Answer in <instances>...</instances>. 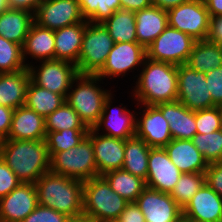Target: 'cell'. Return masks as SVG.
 Wrapping results in <instances>:
<instances>
[{
  "label": "cell",
  "instance_id": "1",
  "mask_svg": "<svg viewBox=\"0 0 222 222\" xmlns=\"http://www.w3.org/2000/svg\"><path fill=\"white\" fill-rule=\"evenodd\" d=\"M131 86V91L127 93L131 94L128 96L132 97L131 104L158 105L175 101L178 96L177 65L146 57Z\"/></svg>",
  "mask_w": 222,
  "mask_h": 222
},
{
  "label": "cell",
  "instance_id": "2",
  "mask_svg": "<svg viewBox=\"0 0 222 222\" xmlns=\"http://www.w3.org/2000/svg\"><path fill=\"white\" fill-rule=\"evenodd\" d=\"M34 184L38 204L64 213L74 222H82L83 181L48 171Z\"/></svg>",
  "mask_w": 222,
  "mask_h": 222
},
{
  "label": "cell",
  "instance_id": "3",
  "mask_svg": "<svg viewBox=\"0 0 222 222\" xmlns=\"http://www.w3.org/2000/svg\"><path fill=\"white\" fill-rule=\"evenodd\" d=\"M0 157L23 183H35L50 171V157L45 140L0 141Z\"/></svg>",
  "mask_w": 222,
  "mask_h": 222
},
{
  "label": "cell",
  "instance_id": "4",
  "mask_svg": "<svg viewBox=\"0 0 222 222\" xmlns=\"http://www.w3.org/2000/svg\"><path fill=\"white\" fill-rule=\"evenodd\" d=\"M96 75H78L71 84L65 101L75 110L80 119L90 129L99 121L104 101L113 91ZM105 85V86H103ZM109 88V89H108Z\"/></svg>",
  "mask_w": 222,
  "mask_h": 222
},
{
  "label": "cell",
  "instance_id": "5",
  "mask_svg": "<svg viewBox=\"0 0 222 222\" xmlns=\"http://www.w3.org/2000/svg\"><path fill=\"white\" fill-rule=\"evenodd\" d=\"M128 203L103 176L93 177L83 182L82 222H115Z\"/></svg>",
  "mask_w": 222,
  "mask_h": 222
},
{
  "label": "cell",
  "instance_id": "6",
  "mask_svg": "<svg viewBox=\"0 0 222 222\" xmlns=\"http://www.w3.org/2000/svg\"><path fill=\"white\" fill-rule=\"evenodd\" d=\"M50 171L83 182L99 176L92 140L86 136L77 146L55 153L50 158Z\"/></svg>",
  "mask_w": 222,
  "mask_h": 222
},
{
  "label": "cell",
  "instance_id": "7",
  "mask_svg": "<svg viewBox=\"0 0 222 222\" xmlns=\"http://www.w3.org/2000/svg\"><path fill=\"white\" fill-rule=\"evenodd\" d=\"M115 42L102 23L85 22V32L79 59L78 74L96 75L104 66Z\"/></svg>",
  "mask_w": 222,
  "mask_h": 222
},
{
  "label": "cell",
  "instance_id": "8",
  "mask_svg": "<svg viewBox=\"0 0 222 222\" xmlns=\"http://www.w3.org/2000/svg\"><path fill=\"white\" fill-rule=\"evenodd\" d=\"M146 57V48L138 42L115 43L107 56L104 66L96 76L100 77L103 81L107 80L106 82L110 83L109 85L111 86V83L116 78L120 79L121 77L122 80H125L123 78L127 77L130 79L128 75L132 72L134 79L132 82H134ZM109 79L112 82H108Z\"/></svg>",
  "mask_w": 222,
  "mask_h": 222
},
{
  "label": "cell",
  "instance_id": "9",
  "mask_svg": "<svg viewBox=\"0 0 222 222\" xmlns=\"http://www.w3.org/2000/svg\"><path fill=\"white\" fill-rule=\"evenodd\" d=\"M27 68L34 84L65 98L72 81L79 75L76 65L64 60L39 61Z\"/></svg>",
  "mask_w": 222,
  "mask_h": 222
},
{
  "label": "cell",
  "instance_id": "10",
  "mask_svg": "<svg viewBox=\"0 0 222 222\" xmlns=\"http://www.w3.org/2000/svg\"><path fill=\"white\" fill-rule=\"evenodd\" d=\"M114 92L115 89L104 101L102 115L93 129L99 134L126 140L135 136L137 107L133 110L124 103L115 105L118 99H115Z\"/></svg>",
  "mask_w": 222,
  "mask_h": 222
},
{
  "label": "cell",
  "instance_id": "11",
  "mask_svg": "<svg viewBox=\"0 0 222 222\" xmlns=\"http://www.w3.org/2000/svg\"><path fill=\"white\" fill-rule=\"evenodd\" d=\"M195 42L190 35L168 25L146 48L147 58L182 65L186 63Z\"/></svg>",
  "mask_w": 222,
  "mask_h": 222
},
{
  "label": "cell",
  "instance_id": "12",
  "mask_svg": "<svg viewBox=\"0 0 222 222\" xmlns=\"http://www.w3.org/2000/svg\"><path fill=\"white\" fill-rule=\"evenodd\" d=\"M168 13V25L190 35L194 40H206L210 15L203 0H189Z\"/></svg>",
  "mask_w": 222,
  "mask_h": 222
},
{
  "label": "cell",
  "instance_id": "13",
  "mask_svg": "<svg viewBox=\"0 0 222 222\" xmlns=\"http://www.w3.org/2000/svg\"><path fill=\"white\" fill-rule=\"evenodd\" d=\"M177 100L192 111L215 107L206 82L205 73L197 72L185 64L177 65Z\"/></svg>",
  "mask_w": 222,
  "mask_h": 222
},
{
  "label": "cell",
  "instance_id": "14",
  "mask_svg": "<svg viewBox=\"0 0 222 222\" xmlns=\"http://www.w3.org/2000/svg\"><path fill=\"white\" fill-rule=\"evenodd\" d=\"M136 113V133L151 148H164L171 140L169 123L156 105H139Z\"/></svg>",
  "mask_w": 222,
  "mask_h": 222
},
{
  "label": "cell",
  "instance_id": "15",
  "mask_svg": "<svg viewBox=\"0 0 222 222\" xmlns=\"http://www.w3.org/2000/svg\"><path fill=\"white\" fill-rule=\"evenodd\" d=\"M77 0H44L34 13V22L50 30L86 22Z\"/></svg>",
  "mask_w": 222,
  "mask_h": 222
},
{
  "label": "cell",
  "instance_id": "16",
  "mask_svg": "<svg viewBox=\"0 0 222 222\" xmlns=\"http://www.w3.org/2000/svg\"><path fill=\"white\" fill-rule=\"evenodd\" d=\"M144 215L146 222H175L182 209L169 193L145 187L135 202Z\"/></svg>",
  "mask_w": 222,
  "mask_h": 222
},
{
  "label": "cell",
  "instance_id": "17",
  "mask_svg": "<svg viewBox=\"0 0 222 222\" xmlns=\"http://www.w3.org/2000/svg\"><path fill=\"white\" fill-rule=\"evenodd\" d=\"M37 206L35 184L21 182L0 198V222H22Z\"/></svg>",
  "mask_w": 222,
  "mask_h": 222
},
{
  "label": "cell",
  "instance_id": "18",
  "mask_svg": "<svg viewBox=\"0 0 222 222\" xmlns=\"http://www.w3.org/2000/svg\"><path fill=\"white\" fill-rule=\"evenodd\" d=\"M182 172L170 160L166 150L161 147L150 148L148 158L147 187L170 193Z\"/></svg>",
  "mask_w": 222,
  "mask_h": 222
},
{
  "label": "cell",
  "instance_id": "19",
  "mask_svg": "<svg viewBox=\"0 0 222 222\" xmlns=\"http://www.w3.org/2000/svg\"><path fill=\"white\" fill-rule=\"evenodd\" d=\"M87 136L92 140L99 176L122 169L125 140L99 134L93 128L89 129Z\"/></svg>",
  "mask_w": 222,
  "mask_h": 222
},
{
  "label": "cell",
  "instance_id": "20",
  "mask_svg": "<svg viewBox=\"0 0 222 222\" xmlns=\"http://www.w3.org/2000/svg\"><path fill=\"white\" fill-rule=\"evenodd\" d=\"M182 214L197 222H221L222 197L205 182L182 210Z\"/></svg>",
  "mask_w": 222,
  "mask_h": 222
},
{
  "label": "cell",
  "instance_id": "21",
  "mask_svg": "<svg viewBox=\"0 0 222 222\" xmlns=\"http://www.w3.org/2000/svg\"><path fill=\"white\" fill-rule=\"evenodd\" d=\"M22 49L27 67L39 61L55 60L54 31L33 22Z\"/></svg>",
  "mask_w": 222,
  "mask_h": 222
},
{
  "label": "cell",
  "instance_id": "22",
  "mask_svg": "<svg viewBox=\"0 0 222 222\" xmlns=\"http://www.w3.org/2000/svg\"><path fill=\"white\" fill-rule=\"evenodd\" d=\"M170 160L182 173H205L208 163L192 140L172 139L165 147Z\"/></svg>",
  "mask_w": 222,
  "mask_h": 222
},
{
  "label": "cell",
  "instance_id": "23",
  "mask_svg": "<svg viewBox=\"0 0 222 222\" xmlns=\"http://www.w3.org/2000/svg\"><path fill=\"white\" fill-rule=\"evenodd\" d=\"M169 123L172 139L191 140L197 133L195 111L178 100L156 105Z\"/></svg>",
  "mask_w": 222,
  "mask_h": 222
},
{
  "label": "cell",
  "instance_id": "24",
  "mask_svg": "<svg viewBox=\"0 0 222 222\" xmlns=\"http://www.w3.org/2000/svg\"><path fill=\"white\" fill-rule=\"evenodd\" d=\"M45 118L25 105L14 109L7 139L45 140Z\"/></svg>",
  "mask_w": 222,
  "mask_h": 222
},
{
  "label": "cell",
  "instance_id": "25",
  "mask_svg": "<svg viewBox=\"0 0 222 222\" xmlns=\"http://www.w3.org/2000/svg\"><path fill=\"white\" fill-rule=\"evenodd\" d=\"M135 20L137 41L147 48L168 26V13L151 5L136 11Z\"/></svg>",
  "mask_w": 222,
  "mask_h": 222
},
{
  "label": "cell",
  "instance_id": "26",
  "mask_svg": "<svg viewBox=\"0 0 222 222\" xmlns=\"http://www.w3.org/2000/svg\"><path fill=\"white\" fill-rule=\"evenodd\" d=\"M29 82L28 68L13 73H0V105L13 109L24 106Z\"/></svg>",
  "mask_w": 222,
  "mask_h": 222
},
{
  "label": "cell",
  "instance_id": "27",
  "mask_svg": "<svg viewBox=\"0 0 222 222\" xmlns=\"http://www.w3.org/2000/svg\"><path fill=\"white\" fill-rule=\"evenodd\" d=\"M85 32V22L75 23L54 31L55 60L77 64Z\"/></svg>",
  "mask_w": 222,
  "mask_h": 222
},
{
  "label": "cell",
  "instance_id": "28",
  "mask_svg": "<svg viewBox=\"0 0 222 222\" xmlns=\"http://www.w3.org/2000/svg\"><path fill=\"white\" fill-rule=\"evenodd\" d=\"M33 22V13L7 9L0 14V36L23 47Z\"/></svg>",
  "mask_w": 222,
  "mask_h": 222
},
{
  "label": "cell",
  "instance_id": "29",
  "mask_svg": "<svg viewBox=\"0 0 222 222\" xmlns=\"http://www.w3.org/2000/svg\"><path fill=\"white\" fill-rule=\"evenodd\" d=\"M185 65L205 74L221 67L222 45L207 39L196 41Z\"/></svg>",
  "mask_w": 222,
  "mask_h": 222
},
{
  "label": "cell",
  "instance_id": "30",
  "mask_svg": "<svg viewBox=\"0 0 222 222\" xmlns=\"http://www.w3.org/2000/svg\"><path fill=\"white\" fill-rule=\"evenodd\" d=\"M150 148L145 141L136 135L127 138L122 169L146 181Z\"/></svg>",
  "mask_w": 222,
  "mask_h": 222
},
{
  "label": "cell",
  "instance_id": "31",
  "mask_svg": "<svg viewBox=\"0 0 222 222\" xmlns=\"http://www.w3.org/2000/svg\"><path fill=\"white\" fill-rule=\"evenodd\" d=\"M111 189L127 202H136L137 197L146 187L145 180L132 175L124 169L113 170L102 175Z\"/></svg>",
  "mask_w": 222,
  "mask_h": 222
},
{
  "label": "cell",
  "instance_id": "32",
  "mask_svg": "<svg viewBox=\"0 0 222 222\" xmlns=\"http://www.w3.org/2000/svg\"><path fill=\"white\" fill-rule=\"evenodd\" d=\"M102 24L115 43L138 42L134 11L119 9L105 19Z\"/></svg>",
  "mask_w": 222,
  "mask_h": 222
},
{
  "label": "cell",
  "instance_id": "33",
  "mask_svg": "<svg viewBox=\"0 0 222 222\" xmlns=\"http://www.w3.org/2000/svg\"><path fill=\"white\" fill-rule=\"evenodd\" d=\"M65 102V97L34 84L31 80L26 90L25 106L46 118Z\"/></svg>",
  "mask_w": 222,
  "mask_h": 222
},
{
  "label": "cell",
  "instance_id": "34",
  "mask_svg": "<svg viewBox=\"0 0 222 222\" xmlns=\"http://www.w3.org/2000/svg\"><path fill=\"white\" fill-rule=\"evenodd\" d=\"M64 129H89L66 101L45 118L46 132Z\"/></svg>",
  "mask_w": 222,
  "mask_h": 222
},
{
  "label": "cell",
  "instance_id": "35",
  "mask_svg": "<svg viewBox=\"0 0 222 222\" xmlns=\"http://www.w3.org/2000/svg\"><path fill=\"white\" fill-rule=\"evenodd\" d=\"M89 129H64L46 132V146L51 158L55 153L77 146L88 134Z\"/></svg>",
  "mask_w": 222,
  "mask_h": 222
},
{
  "label": "cell",
  "instance_id": "36",
  "mask_svg": "<svg viewBox=\"0 0 222 222\" xmlns=\"http://www.w3.org/2000/svg\"><path fill=\"white\" fill-rule=\"evenodd\" d=\"M204 183L205 173H182L169 194L183 210Z\"/></svg>",
  "mask_w": 222,
  "mask_h": 222
},
{
  "label": "cell",
  "instance_id": "37",
  "mask_svg": "<svg viewBox=\"0 0 222 222\" xmlns=\"http://www.w3.org/2000/svg\"><path fill=\"white\" fill-rule=\"evenodd\" d=\"M85 20L102 23L115 11L121 9L119 0H77Z\"/></svg>",
  "mask_w": 222,
  "mask_h": 222
},
{
  "label": "cell",
  "instance_id": "38",
  "mask_svg": "<svg viewBox=\"0 0 222 222\" xmlns=\"http://www.w3.org/2000/svg\"><path fill=\"white\" fill-rule=\"evenodd\" d=\"M191 140L208 164L222 162V129L208 134L196 133Z\"/></svg>",
  "mask_w": 222,
  "mask_h": 222
},
{
  "label": "cell",
  "instance_id": "39",
  "mask_svg": "<svg viewBox=\"0 0 222 222\" xmlns=\"http://www.w3.org/2000/svg\"><path fill=\"white\" fill-rule=\"evenodd\" d=\"M25 68L22 46L0 36V73H13Z\"/></svg>",
  "mask_w": 222,
  "mask_h": 222
},
{
  "label": "cell",
  "instance_id": "40",
  "mask_svg": "<svg viewBox=\"0 0 222 222\" xmlns=\"http://www.w3.org/2000/svg\"><path fill=\"white\" fill-rule=\"evenodd\" d=\"M197 133L208 134L222 129V113L219 106L195 111Z\"/></svg>",
  "mask_w": 222,
  "mask_h": 222
},
{
  "label": "cell",
  "instance_id": "41",
  "mask_svg": "<svg viewBox=\"0 0 222 222\" xmlns=\"http://www.w3.org/2000/svg\"><path fill=\"white\" fill-rule=\"evenodd\" d=\"M22 222H74L66 214L49 207L38 206Z\"/></svg>",
  "mask_w": 222,
  "mask_h": 222
},
{
  "label": "cell",
  "instance_id": "42",
  "mask_svg": "<svg viewBox=\"0 0 222 222\" xmlns=\"http://www.w3.org/2000/svg\"><path fill=\"white\" fill-rule=\"evenodd\" d=\"M21 181L0 157V198L8 195Z\"/></svg>",
  "mask_w": 222,
  "mask_h": 222
},
{
  "label": "cell",
  "instance_id": "43",
  "mask_svg": "<svg viewBox=\"0 0 222 222\" xmlns=\"http://www.w3.org/2000/svg\"><path fill=\"white\" fill-rule=\"evenodd\" d=\"M206 82L215 106L222 104V66L205 74Z\"/></svg>",
  "mask_w": 222,
  "mask_h": 222
},
{
  "label": "cell",
  "instance_id": "44",
  "mask_svg": "<svg viewBox=\"0 0 222 222\" xmlns=\"http://www.w3.org/2000/svg\"><path fill=\"white\" fill-rule=\"evenodd\" d=\"M205 182L222 197V162L210 163L205 171Z\"/></svg>",
  "mask_w": 222,
  "mask_h": 222
},
{
  "label": "cell",
  "instance_id": "45",
  "mask_svg": "<svg viewBox=\"0 0 222 222\" xmlns=\"http://www.w3.org/2000/svg\"><path fill=\"white\" fill-rule=\"evenodd\" d=\"M115 222H146L143 213L135 202H130Z\"/></svg>",
  "mask_w": 222,
  "mask_h": 222
},
{
  "label": "cell",
  "instance_id": "46",
  "mask_svg": "<svg viewBox=\"0 0 222 222\" xmlns=\"http://www.w3.org/2000/svg\"><path fill=\"white\" fill-rule=\"evenodd\" d=\"M14 109L0 105V141L7 139Z\"/></svg>",
  "mask_w": 222,
  "mask_h": 222
},
{
  "label": "cell",
  "instance_id": "47",
  "mask_svg": "<svg viewBox=\"0 0 222 222\" xmlns=\"http://www.w3.org/2000/svg\"><path fill=\"white\" fill-rule=\"evenodd\" d=\"M207 40L222 45V16L210 17Z\"/></svg>",
  "mask_w": 222,
  "mask_h": 222
},
{
  "label": "cell",
  "instance_id": "48",
  "mask_svg": "<svg viewBox=\"0 0 222 222\" xmlns=\"http://www.w3.org/2000/svg\"><path fill=\"white\" fill-rule=\"evenodd\" d=\"M44 0H8L9 9L25 10L35 13Z\"/></svg>",
  "mask_w": 222,
  "mask_h": 222
},
{
  "label": "cell",
  "instance_id": "49",
  "mask_svg": "<svg viewBox=\"0 0 222 222\" xmlns=\"http://www.w3.org/2000/svg\"><path fill=\"white\" fill-rule=\"evenodd\" d=\"M121 9L130 11H140L152 5V0H119Z\"/></svg>",
  "mask_w": 222,
  "mask_h": 222
},
{
  "label": "cell",
  "instance_id": "50",
  "mask_svg": "<svg viewBox=\"0 0 222 222\" xmlns=\"http://www.w3.org/2000/svg\"><path fill=\"white\" fill-rule=\"evenodd\" d=\"M210 17L222 16V0H203Z\"/></svg>",
  "mask_w": 222,
  "mask_h": 222
},
{
  "label": "cell",
  "instance_id": "51",
  "mask_svg": "<svg viewBox=\"0 0 222 222\" xmlns=\"http://www.w3.org/2000/svg\"><path fill=\"white\" fill-rule=\"evenodd\" d=\"M188 1L189 0H152V5L162 10L168 11L171 8H175L176 6H179Z\"/></svg>",
  "mask_w": 222,
  "mask_h": 222
},
{
  "label": "cell",
  "instance_id": "52",
  "mask_svg": "<svg viewBox=\"0 0 222 222\" xmlns=\"http://www.w3.org/2000/svg\"><path fill=\"white\" fill-rule=\"evenodd\" d=\"M9 9L8 0H0V14Z\"/></svg>",
  "mask_w": 222,
  "mask_h": 222
},
{
  "label": "cell",
  "instance_id": "53",
  "mask_svg": "<svg viewBox=\"0 0 222 222\" xmlns=\"http://www.w3.org/2000/svg\"><path fill=\"white\" fill-rule=\"evenodd\" d=\"M175 222H197V221L190 219L182 214Z\"/></svg>",
  "mask_w": 222,
  "mask_h": 222
}]
</instances>
